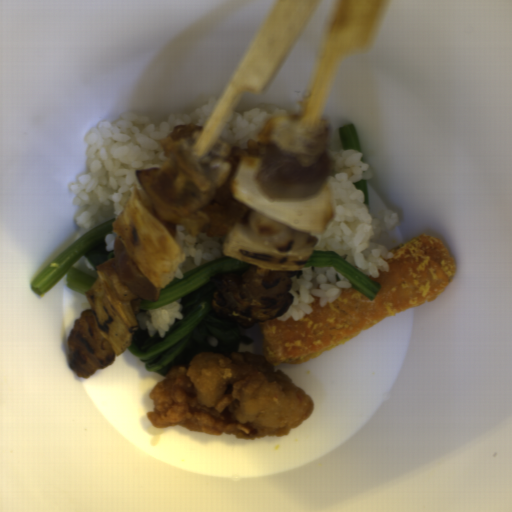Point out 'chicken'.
I'll list each match as a JSON object with an SVG mask.
<instances>
[{
	"label": "chicken",
	"mask_w": 512,
	"mask_h": 512,
	"mask_svg": "<svg viewBox=\"0 0 512 512\" xmlns=\"http://www.w3.org/2000/svg\"><path fill=\"white\" fill-rule=\"evenodd\" d=\"M152 427L183 426L190 431L242 440L285 436L314 411L311 396L262 354L204 352L189 364L166 371L150 391Z\"/></svg>",
	"instance_id": "obj_1"
},
{
	"label": "chicken",
	"mask_w": 512,
	"mask_h": 512,
	"mask_svg": "<svg viewBox=\"0 0 512 512\" xmlns=\"http://www.w3.org/2000/svg\"><path fill=\"white\" fill-rule=\"evenodd\" d=\"M233 175L220 184L212 201L202 205L210 218L208 226L202 231L208 237L224 238L236 224L246 226L248 215L254 213L246 204L233 197Z\"/></svg>",
	"instance_id": "obj_2"
}]
</instances>
